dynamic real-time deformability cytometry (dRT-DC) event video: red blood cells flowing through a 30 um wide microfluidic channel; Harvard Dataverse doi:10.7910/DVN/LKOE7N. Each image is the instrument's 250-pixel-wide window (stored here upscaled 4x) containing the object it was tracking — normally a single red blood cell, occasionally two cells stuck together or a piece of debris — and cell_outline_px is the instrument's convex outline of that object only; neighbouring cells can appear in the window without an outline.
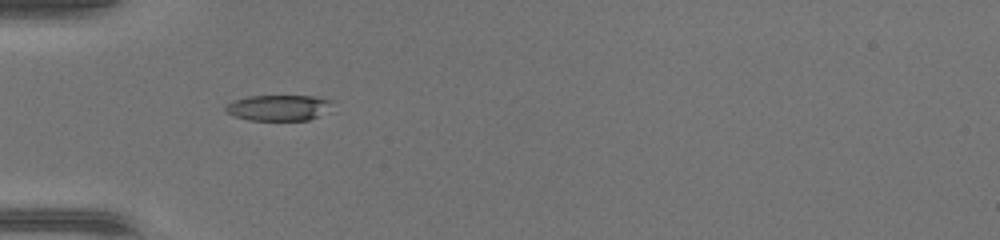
{"species": "common noctule bat (a hibernating species)", "species_latin": "Nyctalus noctula", "temperature_condition": "warm", "stored_images_in_passage": 34, "camera_frame_rate_fps": 3000, "um_per_image_px": 0.085, "animal": {"sex": "female", "body_mass_g": 17.0, "forearm_length_mm": 48.0}, "frame": {"image": 1, "passage_image": 2, "time_ms": 0.333, "image_size_px": [1000, 240], "cell_outline_px": [[332, 112], [308, 120], [248, 120], [224, 112], [224, 108], [228, 104], [236, 100], [248, 96], [316, 96], [332, 100]], "centroid_in_image_um": [23.77, 9.16], "position_along_channel_um": 61.2, "area_um2": 16.3}}
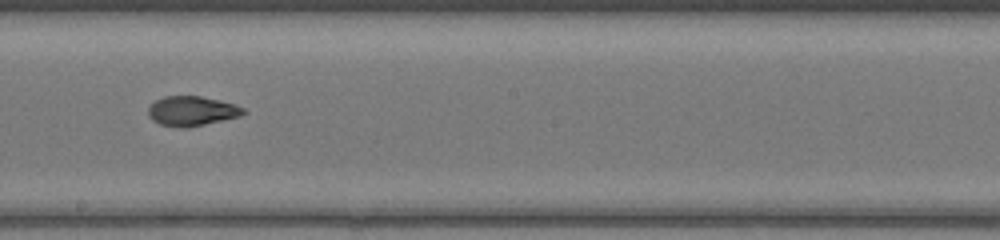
{"frame": {"image": 2, "passage_image": 14, "time_ms": 4.333, "image_size_px": [1000, 240], "cell_outline_px": [[248, 112], [240, 116], [224, 120], [188, 128], [180, 128], [160, 124], [152, 120], [148, 116], [148, 108], [156, 100], [164, 96], [200, 96], [220, 100], [236, 104], [244, 108]], "centroid_in_image_um": [16.33, 9.44], "position_along_channel_um": 231.9, "area_um2": 16.65}}
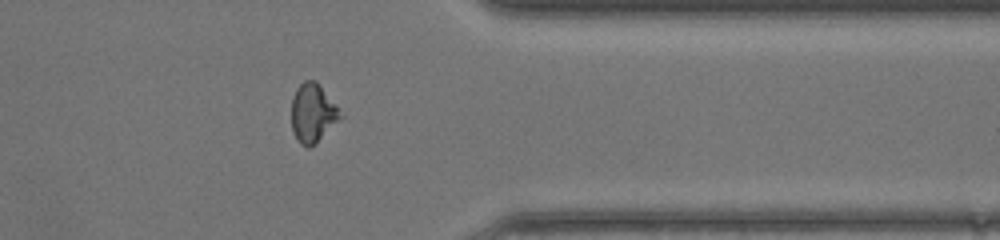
{"frame": {"image": 3, "passage_image": 25, "time_ms": 8.0, "image_size_px": [1000, 240], "cell_outline_px": [[344, 116], [316, 144], [308, 148], [300, 144], [296, 140], [292, 132], [292, 96], [296, 88], [304, 80], [316, 80], [320, 84], [336, 104]], "centroid_in_image_um": [26.6, 9.62], "position_along_channel_um": 384.8, "area_um2": 17.17}, "authors_computed_cell_mechanics": {"area_um2": 16.5597, "velocity_mm_per_s": 4.3929, "shape_relaxation_time_tau1_ms": 4.0862, "shape_relaxation_time_tau2_ms": 1.1063, "deformation_change_tau1": 0.1909, "deformation_change_tau2": 0.0591}}